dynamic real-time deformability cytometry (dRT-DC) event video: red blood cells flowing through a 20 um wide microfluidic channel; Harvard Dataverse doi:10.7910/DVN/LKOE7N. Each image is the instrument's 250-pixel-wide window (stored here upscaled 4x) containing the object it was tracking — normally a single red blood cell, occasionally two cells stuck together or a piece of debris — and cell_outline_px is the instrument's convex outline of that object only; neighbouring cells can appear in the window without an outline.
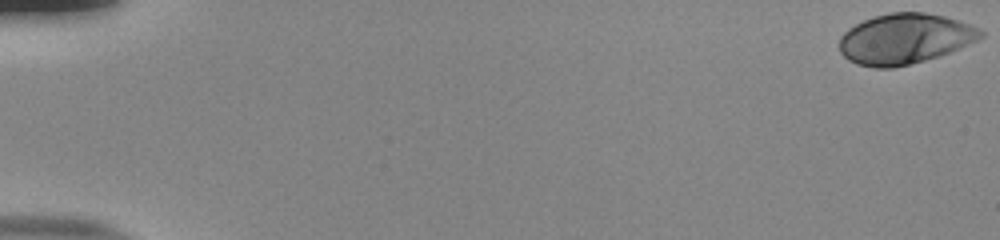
{"species": "human", "species_latin": "Homo sapiens", "temperature_condition": "room temperature", "stored_images_in_passage": 55, "camera_frame_rate_fps": 3000, "um_per_image_px": 0.085, "donor": {"sex": "male"}, "frame": {"image": 1, "passage_image": 1, "time_ms": 0.0, "image_size_px": [1000, 240], "cell_outline_px": [[984, 36], [976, 40], [940, 56], [892, 68], [876, 68], [856, 64], [848, 60], [840, 52], [840, 36], [848, 28], [864, 20], [888, 12], [924, 12], [944, 16], [980, 28], [984, 32]], "centroid_in_image_um": [76.88, 3.3], "position_along_channel_um": 8.1, "area_um2": 41.27}}
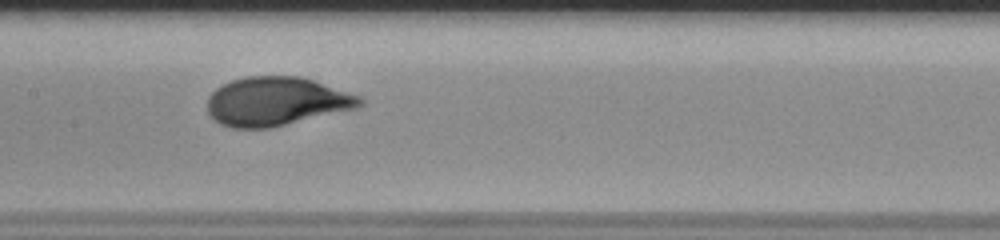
{"frame": {"image": 2, "passage_image": 29, "time_ms": 9.333, "image_size_px": [1000, 240], "cell_outline_px": [[364, 104], [356, 108], [272, 128], [232, 128], [220, 124], [208, 112], [208, 96], [216, 88], [232, 80], [248, 76], [300, 76], [360, 96], [364, 100]], "centroid_in_image_um": [23.49, 8.63], "position_along_channel_um": 183.9, "area_um2": 43.18}}
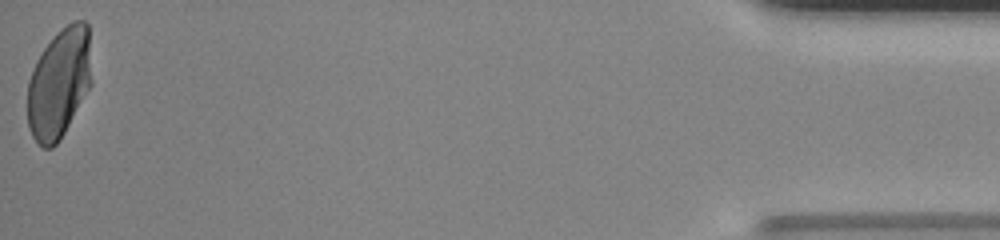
{"frame": {"image": 3, "passage_image": 55, "time_ms": 18.0, "image_size_px": [1000, 240], "cell_outline_px": [[92, 84], [60, 140], [52, 148], [44, 148], [32, 136], [28, 124], [28, 80], [36, 60], [44, 48], [56, 32], [72, 20], [84, 20], [88, 24], [92, 80]], "centroid_in_image_um": [5.04, 7.05], "position_along_channel_um": 430.2, "area_um2": 41.33}, "authors_computed_cell_mechanics": {"area_um2": 41.327, "velocity_mm_per_s": 3.8275, "shape_relaxation_time_tau1_ms": 3.2879, "shape_relaxation_time_tau2_ms": null, "deformation_change_tau1": 0.1834, "deformation_change_tau2": null}}